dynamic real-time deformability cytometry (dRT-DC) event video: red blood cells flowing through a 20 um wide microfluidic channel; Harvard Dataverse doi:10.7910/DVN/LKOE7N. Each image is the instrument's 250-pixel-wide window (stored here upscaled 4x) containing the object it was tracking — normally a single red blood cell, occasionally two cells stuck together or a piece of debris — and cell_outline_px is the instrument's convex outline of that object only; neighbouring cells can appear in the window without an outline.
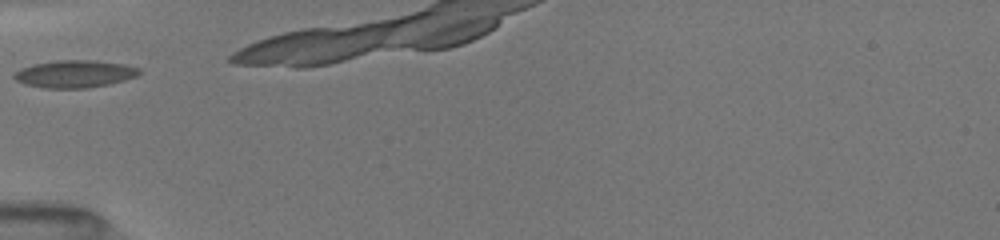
{"species": "common noctule bat (a hibernating species)", "species_latin": "Nyctalus noctula", "temperature_condition": "room temperature", "stored_images_in_passage": 3, "camera_frame_rate_fps": 3000, "um_per_image_px": 0.085, "animal": {"sex": "female", "body_mass_g": 19.5, "forearm_length_mm": 54.1}, "frame": {"image": 1, "passage_image": 1, "time_ms": 0.0, "image_size_px": [1000, 240], "cell_outline_px": [[144, 72], [136, 76], [124, 80], [108, 84], [88, 88], [40, 88], [24, 84], [16, 80], [12, 76], [20, 68], [32, 64], [56, 60], [92, 60], [124, 64], [140, 68]], "centroid_in_image_um": [6.34, 6.28], "position_along_channel_um": 78.7, "area_um2": 20.17}}